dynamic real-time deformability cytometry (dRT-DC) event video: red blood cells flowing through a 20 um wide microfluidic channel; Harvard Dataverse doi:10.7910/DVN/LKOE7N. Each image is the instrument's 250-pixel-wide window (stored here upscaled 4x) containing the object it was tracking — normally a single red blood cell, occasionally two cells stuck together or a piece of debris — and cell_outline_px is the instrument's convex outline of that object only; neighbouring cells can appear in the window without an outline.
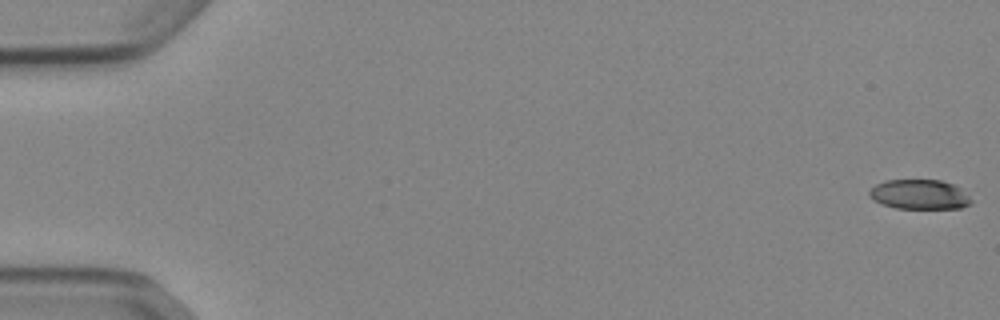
{"species": "Egyptian fruit bat (a non-hibernating species)", "species_latin": "Rousettus aegyptiacus", "temperature_condition": "cold", "stored_images_in_passage": 53, "camera_frame_rate_fps": 3000, "um_per_image_px": 0.085, "animal": {"sex": "female"}, "frame": {"image": 1, "passage_image": 1, "time_ms": 0.0, "image_size_px": [1000, 320], "cell_outline_px": [[972, 204], [960, 208], [896, 208], [880, 204], [872, 200], [868, 196], [868, 192], [876, 184], [884, 180], [940, 180], [952, 184], [960, 188], [972, 200]], "centroid_in_image_um": [78.12, 16.53], "position_along_channel_um": 6.9, "area_um2": 17.69}}
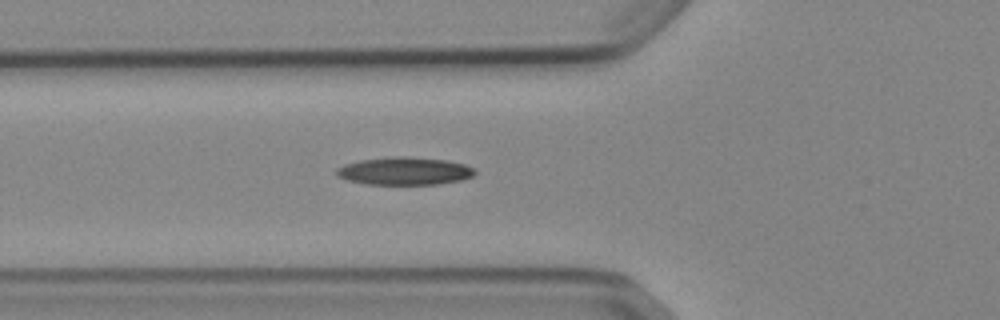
{"frame": {"image": 2, "passage_image": 20, "time_ms": 6.333, "image_size_px": [1000, 320], "cell_outline_px": [[476, 172], [472, 176], [460, 180], [436, 184], [368, 184], [348, 180], [336, 176], [336, 168], [344, 164], [360, 160], [388, 156], [404, 156], [444, 160], [464, 164], [472, 168]], "centroid_in_image_um": [34.33, 14.53], "position_along_channel_um": 91.5, "area_um2": 22.25}}
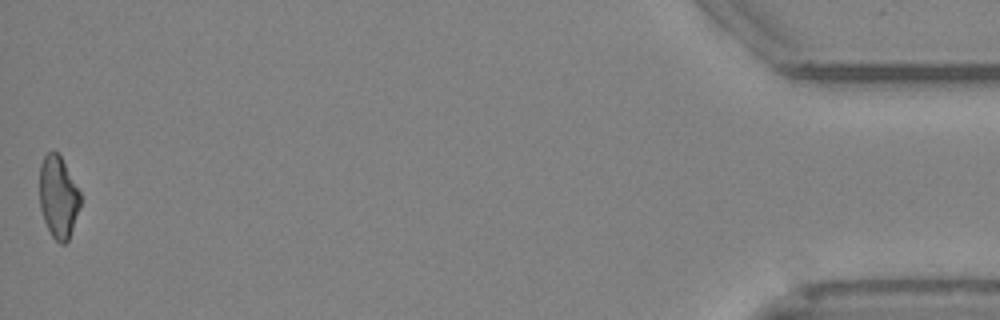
{"frame": {"image": 3, "passage_image": 53, "time_ms": 17.333, "image_size_px": [1000, 320], "cell_outline_px": [[80, 204], [68, 240], [64, 244], [60, 244], [52, 236], [44, 220], [40, 208], [40, 164], [44, 156], [48, 152], [56, 152], [60, 156], [80, 192]], "centroid_in_image_um": [4.94, 16.75], "position_along_channel_um": 430.3, "area_um2": 19.07}, "authors_computed_cell_mechanics": {"area_um2": 20.5768, "velocity_mm_per_s": 3.9135, "shape_relaxation_time_tau1_ms": 8.6946, "shape_relaxation_time_tau2_ms": null, "deformation_change_tau1": 0.1889, "deformation_change_tau2": null}}